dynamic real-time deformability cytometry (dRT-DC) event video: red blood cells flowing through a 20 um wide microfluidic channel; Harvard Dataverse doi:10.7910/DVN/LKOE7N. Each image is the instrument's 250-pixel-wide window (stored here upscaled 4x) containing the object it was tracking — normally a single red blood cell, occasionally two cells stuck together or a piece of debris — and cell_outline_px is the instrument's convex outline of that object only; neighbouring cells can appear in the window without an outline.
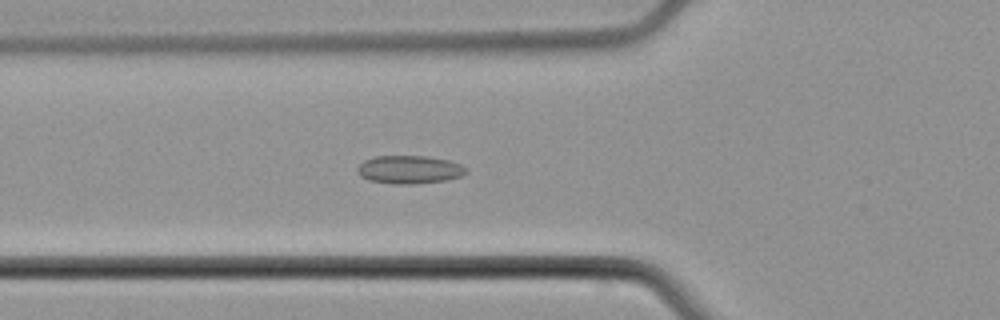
{"species": "common noctule bat (a hibernating species)", "species_latin": "Nyctalus noctula", "temperature_condition": "cold", "stored_images_in_passage": 48, "camera_frame_rate_fps": 3000, "um_per_image_px": 0.085, "animal": {"sex": "male", "body_mass_g": 21.5, "forearm_length_mm": 52.0}, "frame": {"image": 1, "passage_image": 15, "time_ms": 4.667, "image_size_px": [1000, 320], "cell_outline_px": [[468, 172], [460, 176], [444, 180], [412, 184], [392, 184], [368, 180], [360, 176], [356, 172], [356, 168], [364, 160], [376, 156], [428, 156], [448, 160], [460, 164], [468, 168]], "centroid_in_image_um": [34.77, 14.41], "position_along_channel_um": 91.0, "area_um2": 17.92}}
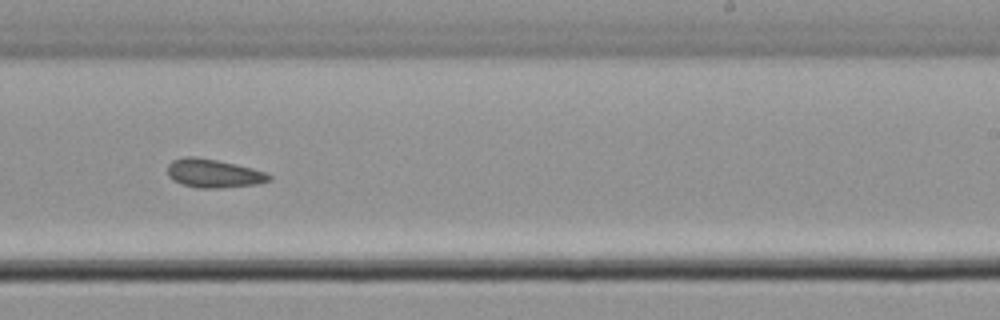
{"frame": {"image": 2, "passage_image": 28, "time_ms": 9.0, "image_size_px": [1000, 320], "cell_outline_px": [[272, 180], [256, 184], [220, 188], [200, 188], [184, 184], [172, 180], [168, 176], [168, 164], [172, 160], [184, 156], [196, 156], [236, 164], [252, 168], [264, 172], [272, 176]], "centroid_in_image_um": [18.14, 14.73], "position_along_channel_um": 270.9, "area_um2": 16.88}}
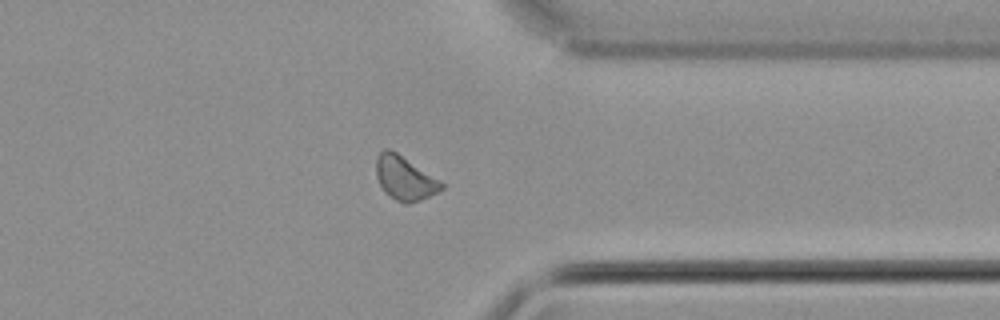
{"frame": {"image": 3, "passage_image": 36, "time_ms": 11.667, "image_size_px": [1000, 320], "cell_outline_px": [[444, 188], [420, 200], [408, 204], [404, 204], [396, 200], [384, 192], [376, 176], [376, 156], [384, 148], [388, 148], [396, 152], [444, 184]], "centroid_in_image_um": [34.35, 15.15], "position_along_channel_um": 377.1, "area_um2": 16.36}}